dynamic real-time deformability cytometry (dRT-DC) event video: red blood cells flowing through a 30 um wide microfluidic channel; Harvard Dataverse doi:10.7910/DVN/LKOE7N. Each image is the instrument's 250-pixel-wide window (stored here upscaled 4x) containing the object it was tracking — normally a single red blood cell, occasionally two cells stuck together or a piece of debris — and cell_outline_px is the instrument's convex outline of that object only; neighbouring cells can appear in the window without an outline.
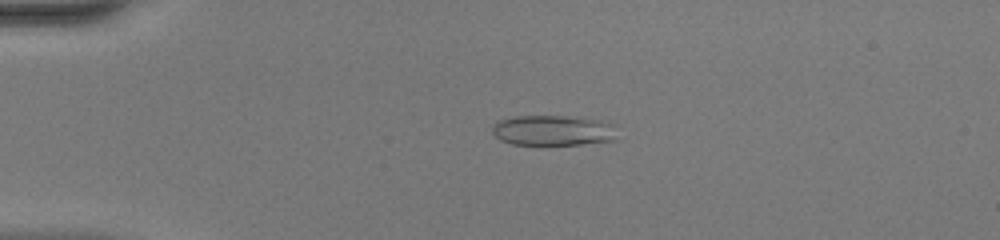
{"species": "common noctule bat (a hibernating species)", "species_latin": "Nyctalus noctula", "temperature_condition": "warm", "stored_images_in_passage": 50, "camera_frame_rate_fps": 3000, "um_per_image_px": 0.085, "animal": {"sex": "female", "body_mass_g": 20.0, "forearm_length_mm": 54.0}, "frame": {"image": 1, "passage_image": 12, "time_ms": 3.667, "image_size_px": [1000, 240], "cell_outline_px": [[616, 124], [612, 140], [580, 144], [512, 144], [500, 140], [492, 132], [492, 124], [500, 120], [516, 116], [568, 116], [600, 120]], "centroid_in_image_um": [46.97, 11.07], "position_along_channel_um": 38.0, "area_um2": 21.91}}
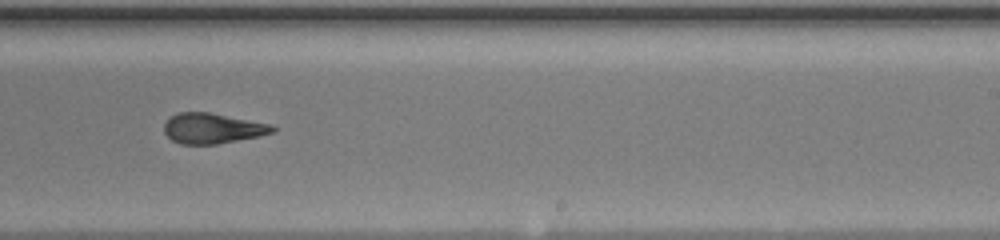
{"frame": {"image": 2, "passage_image": 32, "time_ms": 10.333, "image_size_px": [1000, 240], "cell_outline_px": [[276, 132], [260, 136], [216, 144], [180, 144], [172, 140], [164, 132], [164, 124], [172, 116], [180, 112], [208, 112], [268, 124], [276, 128]], "centroid_in_image_um": [18.05, 10.92], "position_along_channel_um": 270.9, "area_um2": 18.9}}
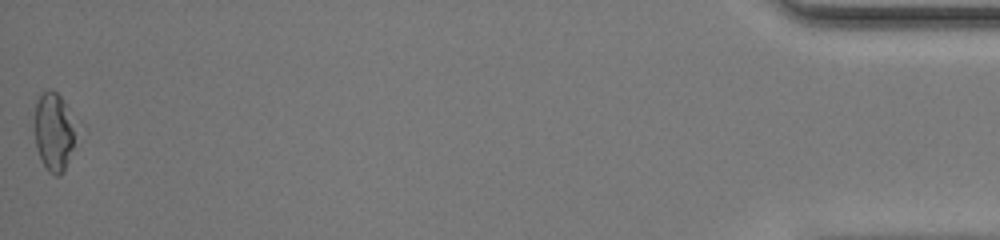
{"frame": {"image": 3, "passage_image": 50, "time_ms": 16.333, "image_size_px": [1000, 240], "cell_outline_px": [[72, 148], [64, 172], [60, 176], [56, 176], [48, 172], [40, 160], [36, 148], [32, 128], [36, 100], [48, 88], [52, 88], [60, 96], [72, 120]], "centroid_in_image_um": [4.47, 11.22], "position_along_channel_um": 430.7, "area_um2": 18.79}, "authors_computed_cell_mechanics": {"area_um2": 20.4323, "velocity_mm_per_s": 4.1648, "shape_relaxation_time_tau1_ms": null, "shape_relaxation_time_tau2_ms": 1.6236, "deformation_change_tau1": null, "deformation_change_tau2": 0.0931}}